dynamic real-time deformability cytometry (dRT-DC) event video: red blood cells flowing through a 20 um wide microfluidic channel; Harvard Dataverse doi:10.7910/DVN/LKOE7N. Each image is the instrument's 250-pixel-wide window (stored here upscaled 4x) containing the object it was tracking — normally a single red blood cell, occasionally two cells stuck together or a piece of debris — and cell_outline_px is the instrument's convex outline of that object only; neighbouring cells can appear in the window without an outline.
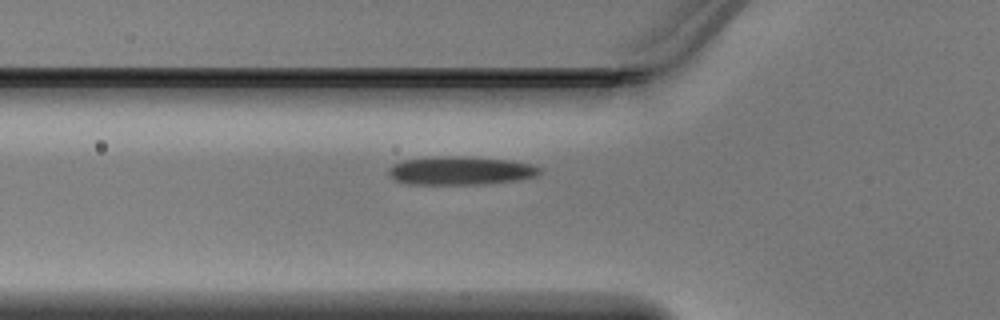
{"species": "Egyptian fruit bat (a non-hibernating species)", "species_latin": "Rousettus aegyptiacus", "temperature_condition": "warm", "stored_images_in_passage": 29, "camera_frame_rate_fps": 3000, "um_per_image_px": 0.085, "animal": {"sex": "male"}, "frame": {"image": 1, "passage_image": 2, "time_ms": 0.333, "image_size_px": [1000, 320], "cell_outline_px": [[540, 172], [536, 176], [520, 180], [484, 184], [408, 184], [396, 180], [388, 172], [396, 164], [404, 160], [444, 156], [460, 156], [508, 160], [528, 164], [540, 168]], "centroid_in_image_um": [39.19, 14.52], "position_along_channel_um": 86.6, "area_um2": 24.57}}
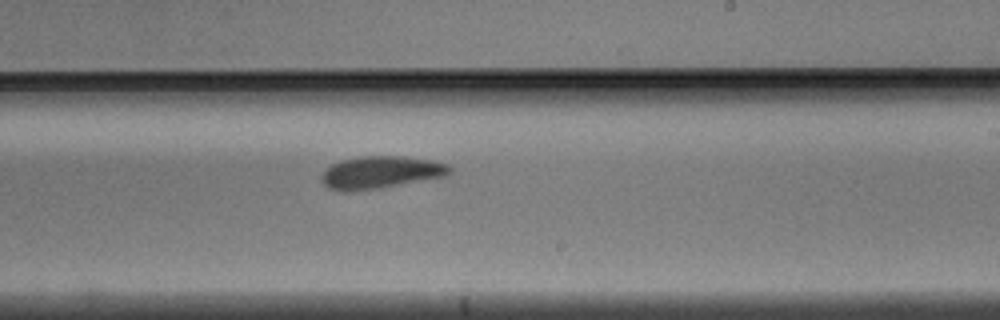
{"frame": {"image": 2, "passage_image": 14, "time_ms": 4.333, "image_size_px": [1000, 320], "cell_outline_px": [[452, 172], [444, 176], [380, 188], [328, 188], [320, 180], [320, 176], [332, 164], [340, 160], [364, 156], [400, 156], [432, 160], [448, 164], [452, 168]], "centroid_in_image_um": [32.42, 14.6], "position_along_channel_um": 256.6, "area_um2": 23.35}}
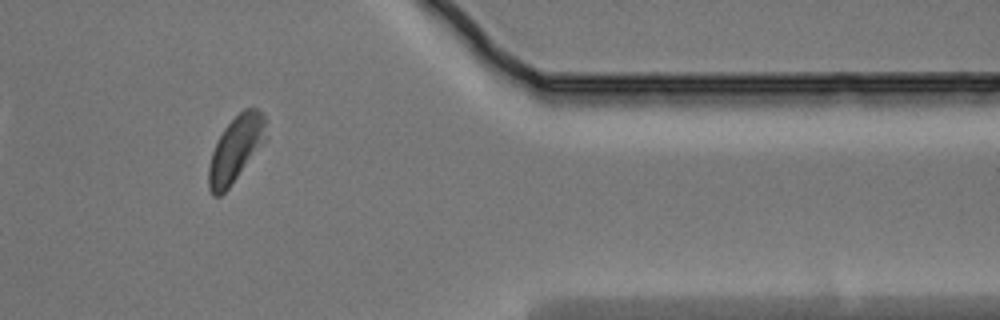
{"frame": {"image": 3, "passage_image": 25, "time_ms": 8.0, "image_size_px": [1000, 320], "cell_outline_px": [[268, 140], [228, 188], [220, 196], [212, 196], [208, 188], [208, 164], [212, 152], [224, 128], [244, 108], [256, 108], [264, 116]], "centroid_in_image_um": [20.05, 12.69], "position_along_channel_um": 391.3, "area_um2": 22.08}}